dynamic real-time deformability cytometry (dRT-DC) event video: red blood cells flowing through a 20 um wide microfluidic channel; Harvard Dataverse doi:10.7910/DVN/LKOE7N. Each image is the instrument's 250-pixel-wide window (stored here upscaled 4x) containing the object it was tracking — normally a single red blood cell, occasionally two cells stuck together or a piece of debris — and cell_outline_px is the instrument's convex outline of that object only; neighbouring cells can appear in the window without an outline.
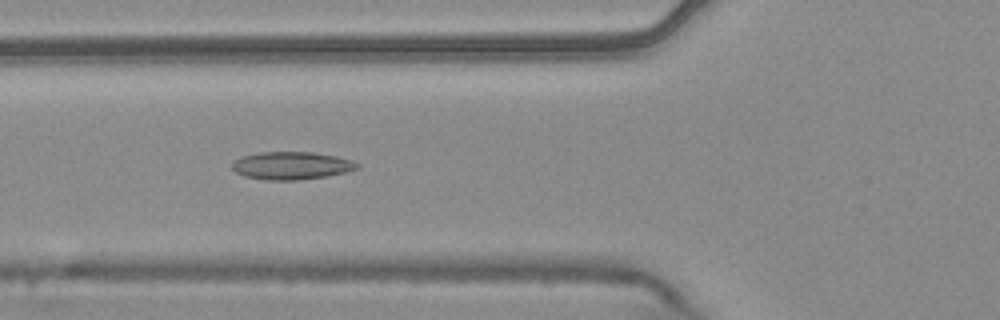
{"species": "common noctule bat (a hibernating species)", "species_latin": "Nyctalus noctula", "temperature_condition": "warm", "stored_images_in_passage": 8, "camera_frame_rate_fps": 3000, "um_per_image_px": 0.085, "animal": {"sex": "male", "body_mass_g": 20.4}, "frame": {"image": 1, "passage_image": 4, "time_ms": 1.0, "image_size_px": [1000, 320], "cell_outline_px": [[360, 168], [328, 176], [300, 180], [268, 180], [244, 176], [236, 172], [232, 168], [232, 164], [236, 160], [244, 156], [260, 152], [312, 152], [336, 156], [352, 160], [360, 164]], "centroid_in_image_um": [24.82, 14.08], "position_along_channel_um": 101.0, "area_um2": 20.17}}
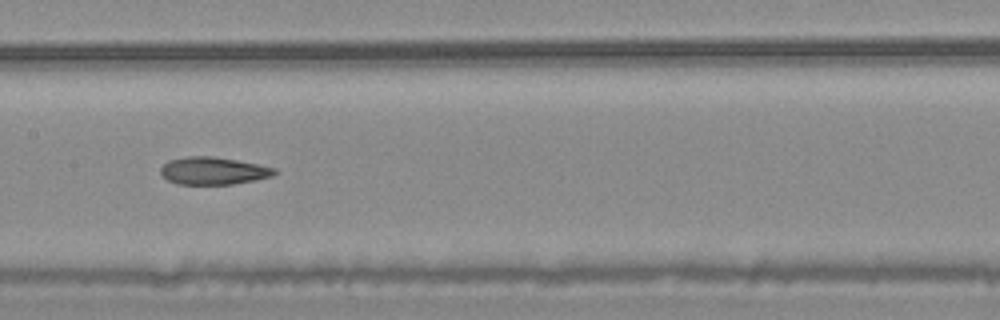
{"frame": {"image": 2, "passage_image": 6, "time_ms": 1.667, "image_size_px": [1000, 320], "cell_outline_px": [[276, 172], [272, 176], [256, 180], [232, 184], [176, 184], [168, 180], [160, 172], [160, 168], [168, 160], [188, 156], [212, 156], [236, 160], [276, 168]], "centroid_in_image_um": [18.11, 14.52], "position_along_channel_um": 189.3, "area_um2": 18.15}}
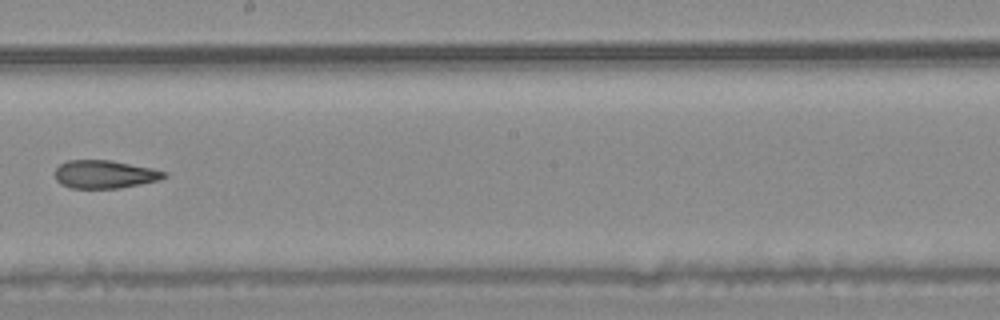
{"frame": {"image": 3, "passage_image": 7, "time_ms": 2.0, "image_size_px": [1000, 320], "cell_outline_px": [[168, 176], [160, 180], [120, 188], [72, 188], [60, 184], [56, 180], [56, 168], [60, 164], [68, 160], [112, 160], [152, 168], [168, 172]], "centroid_in_image_um": [8.93, 14.81], "position_along_channel_um": 239.3, "area_um2": 17.98}}